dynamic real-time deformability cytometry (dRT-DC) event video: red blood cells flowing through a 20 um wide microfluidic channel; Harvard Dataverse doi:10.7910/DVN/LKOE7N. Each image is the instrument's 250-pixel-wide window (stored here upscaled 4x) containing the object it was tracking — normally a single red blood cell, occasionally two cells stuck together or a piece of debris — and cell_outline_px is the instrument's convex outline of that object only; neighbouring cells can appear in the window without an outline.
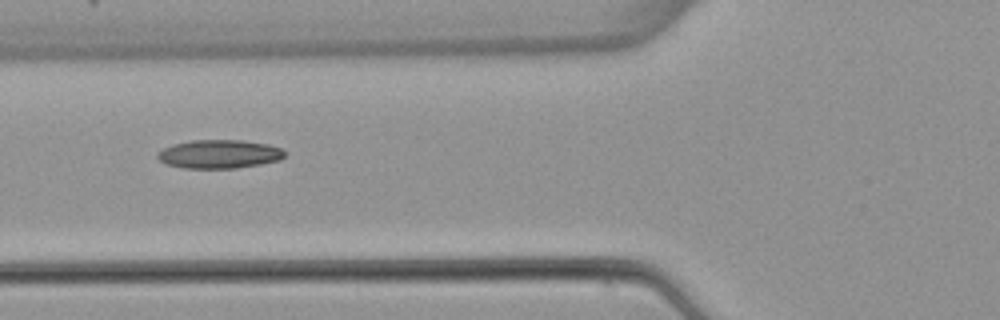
{"species": "common noctule bat (a hibernating species)", "species_latin": "Nyctalus noctula", "temperature_condition": "warm", "stored_images_in_passage": 6, "camera_frame_rate_fps": 3000, "um_per_image_px": 0.085, "animal": {"sex": "female", "body_mass_g": 22.7, "forearm_length_mm": 54.2}, "frame": {"image": 1, "passage_image": 5, "time_ms": 5.0, "image_size_px": [1000, 320], "cell_outline_px": [[284, 156], [280, 160], [260, 164], [236, 168], [184, 168], [164, 164], [156, 156], [156, 152], [172, 144], [192, 140], [240, 140], [268, 144], [280, 148], [284, 152]], "centroid_in_image_um": [18.59, 13.1], "position_along_channel_um": 107.2, "area_um2": 21.21}}
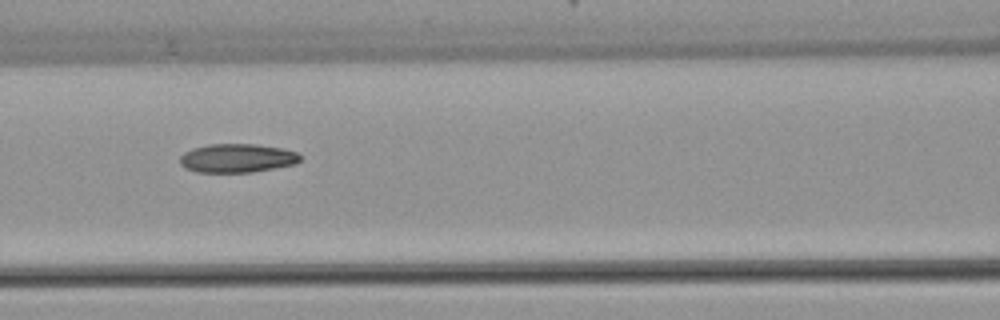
{"frame": {"image": 2, "passage_image": 6, "time_ms": 6.0, "image_size_px": [1000, 320], "cell_outline_px": [[300, 160], [296, 164], [252, 172], [196, 172], [184, 168], [180, 164], [180, 156], [184, 152], [192, 148], [208, 144], [256, 144], [284, 148], [296, 152], [300, 156]], "centroid_in_image_um": [20.14, 13.44], "position_along_channel_um": 146.5, "area_um2": 20.29}}